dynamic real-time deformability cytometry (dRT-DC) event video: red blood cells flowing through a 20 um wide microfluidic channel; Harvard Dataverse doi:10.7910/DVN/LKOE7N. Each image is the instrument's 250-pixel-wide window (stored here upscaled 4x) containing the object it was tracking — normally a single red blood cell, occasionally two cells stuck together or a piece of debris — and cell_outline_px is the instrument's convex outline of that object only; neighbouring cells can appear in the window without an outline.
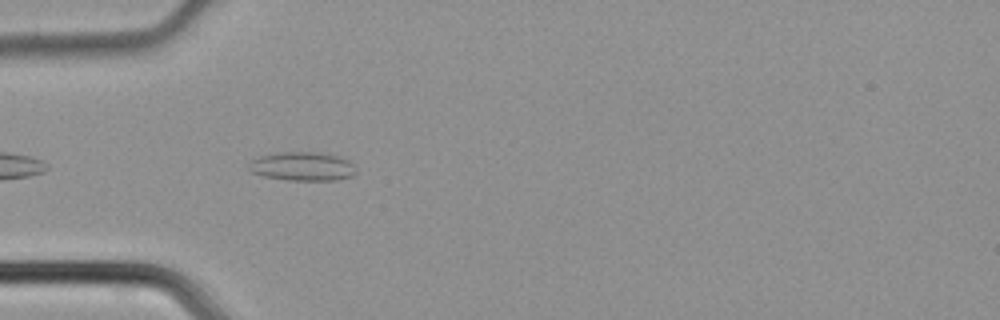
{"species": "common noctule bat (a hibernating species)", "species_latin": "Nyctalus noctula", "temperature_condition": "cold", "stored_images_in_passage": 6, "camera_frame_rate_fps": 3000, "um_per_image_px": 0.085, "animal": {"sex": "male", "body_mass_g": 21.5, "forearm_length_mm": 52.0}, "frame": {"image": 1, "passage_image": 3, "time_ms": 0.667, "image_size_px": [1000, 320], "cell_outline_px": [[356, 172], [352, 176], [336, 180], [284, 180], [264, 176], [252, 172], [248, 168], [248, 164], [252, 160], [260, 156], [276, 152], [316, 152], [340, 156], [348, 160], [356, 168]], "centroid_in_image_um": [25.71, 14.14], "position_along_channel_um": 59.3, "area_um2": 18.09}}